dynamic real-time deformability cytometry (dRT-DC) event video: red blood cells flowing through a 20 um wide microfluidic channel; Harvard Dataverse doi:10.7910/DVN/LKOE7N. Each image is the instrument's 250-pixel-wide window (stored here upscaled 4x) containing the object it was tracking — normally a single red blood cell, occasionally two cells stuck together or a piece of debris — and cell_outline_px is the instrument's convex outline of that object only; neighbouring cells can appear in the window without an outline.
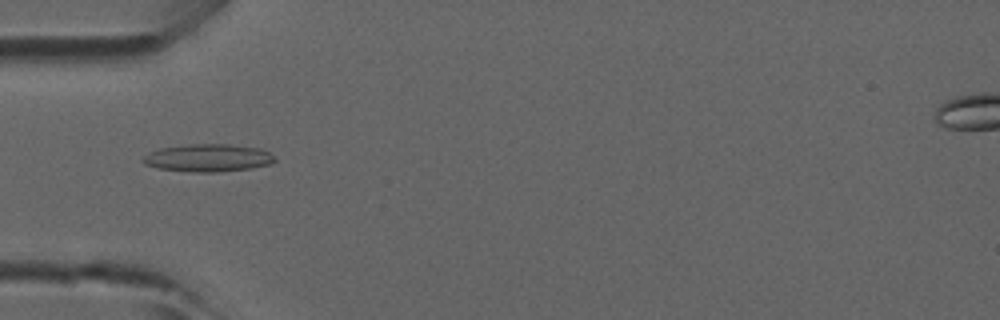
{"species": "common noctule bat (a hibernating species)", "species_latin": "Nyctalus noctula", "temperature_condition": "room temperature", "stored_images_in_passage": 46, "camera_frame_rate_fps": 3000, "um_per_image_px": 0.085, "animal": {"sex": "male", "forearm_length_mm": 52.5}, "frame": {"image": 1, "passage_image": 14, "time_ms": 4.333, "image_size_px": [1000, 320], "cell_outline_px": [[276, 160], [272, 164], [252, 168], [216, 172], [192, 172], [156, 168], [144, 164], [140, 160], [148, 152], [160, 148], [192, 144], [228, 144], [260, 148], [268, 152]], "centroid_in_image_um": [17.66, 13.42], "position_along_channel_um": 67.3, "area_um2": 21.33}}
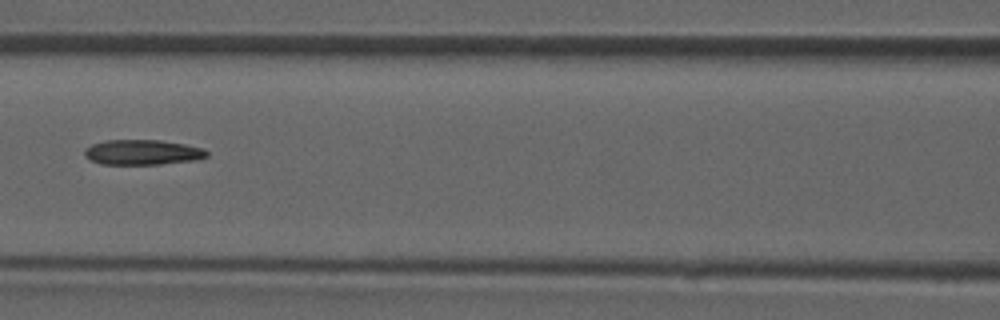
{"frame": {"image": 2, "passage_image": 20, "time_ms": 6.333, "image_size_px": [1000, 320], "cell_outline_px": [[208, 156], [196, 160], [160, 164], [100, 164], [84, 156], [84, 152], [92, 144], [104, 140], [160, 140], [184, 144], [204, 148], [208, 152]], "centroid_in_image_um": [12.14, 12.94], "position_along_channel_um": 154.5, "area_um2": 17.86}}